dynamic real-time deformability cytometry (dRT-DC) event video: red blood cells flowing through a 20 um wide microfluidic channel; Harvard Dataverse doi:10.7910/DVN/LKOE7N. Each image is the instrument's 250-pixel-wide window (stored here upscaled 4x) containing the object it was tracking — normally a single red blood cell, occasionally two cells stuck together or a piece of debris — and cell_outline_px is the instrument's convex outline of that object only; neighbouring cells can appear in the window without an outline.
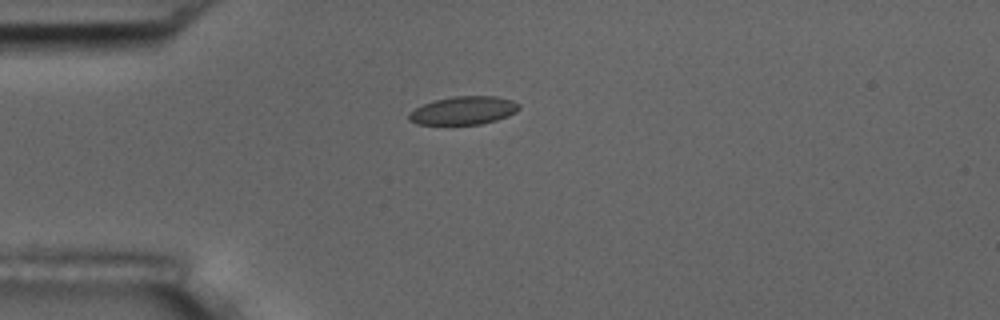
{"species": "common noctule bat (a hibernating species)", "species_latin": "Nyctalus noctula", "temperature_condition": "room temperature", "stored_images_in_passage": 10, "camera_frame_rate_fps": 3000, "um_per_image_px": 0.085, "animal": {"sex": "male", "body_mass_g": 17.5, "forearm_length_mm": 52.3}, "frame": {"image": 1, "passage_image": 4, "time_ms": 4.333, "image_size_px": [1000, 320], "cell_outline_px": [[520, 108], [516, 112], [508, 116], [496, 120], [480, 124], [416, 124], [408, 120], [408, 112], [424, 104], [436, 100], [452, 96], [496, 96], [512, 100], [520, 104]], "centroid_in_image_um": [39.41, 9.39], "position_along_channel_um": 45.6, "area_um2": 18.09}}
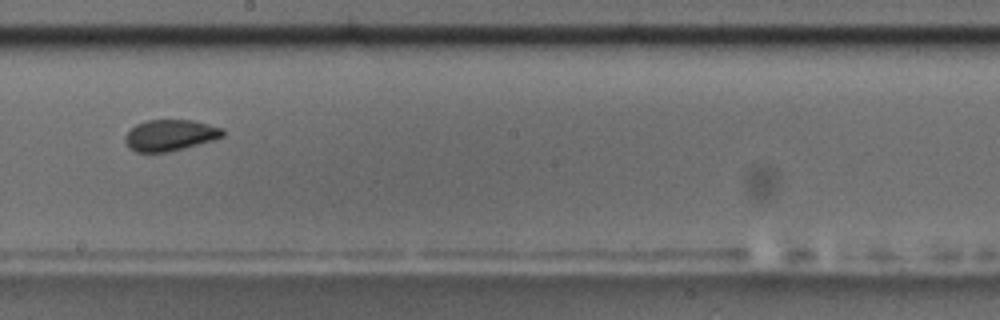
{"frame": {"image": 2, "passage_image": 9, "time_ms": 10.0, "image_size_px": [1000, 320], "cell_outline_px": [[224, 136], [212, 140], [184, 148], [168, 152], [136, 152], [128, 148], [124, 140], [124, 136], [136, 124], [148, 120], [192, 120], [224, 128]], "centroid_in_image_um": [14.44, 11.49], "position_along_channel_um": 233.8, "area_um2": 17.74}}